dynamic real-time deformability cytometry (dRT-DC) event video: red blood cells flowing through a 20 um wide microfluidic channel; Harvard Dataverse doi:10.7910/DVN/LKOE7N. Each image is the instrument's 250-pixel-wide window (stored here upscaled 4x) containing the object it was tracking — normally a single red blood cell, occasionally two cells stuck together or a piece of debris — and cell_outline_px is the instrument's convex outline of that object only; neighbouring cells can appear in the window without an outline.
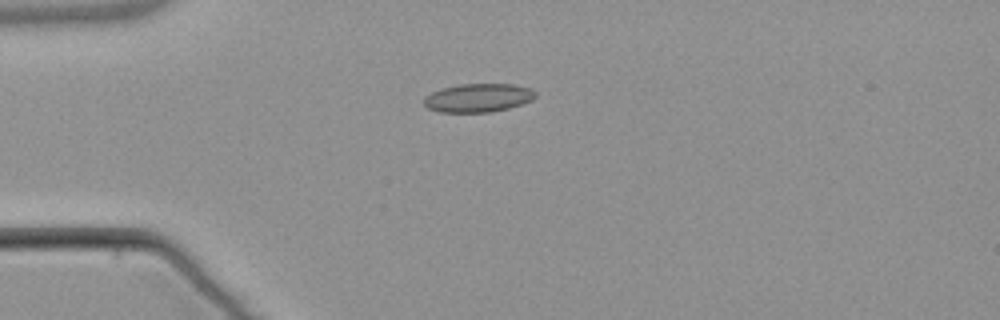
{"species": "common noctule bat (a hibernating species)", "species_latin": "Nyctalus noctula", "temperature_condition": "warm", "stored_images_in_passage": 6, "camera_frame_rate_fps": 3000, "um_per_image_px": 0.085, "animal": {"sex": "male", "body_mass_g": 21.5, "forearm_length_mm": 52.0}, "frame": {"image": 1, "passage_image": 4, "time_ms": 4.333, "image_size_px": [1000, 320], "cell_outline_px": [[536, 96], [532, 100], [508, 108], [492, 112], [440, 112], [428, 108], [424, 104], [424, 96], [440, 88], [460, 84], [516, 84], [532, 88], [536, 92]], "centroid_in_image_um": [40.65, 8.3], "position_along_channel_um": 44.3, "area_um2": 18.67}}
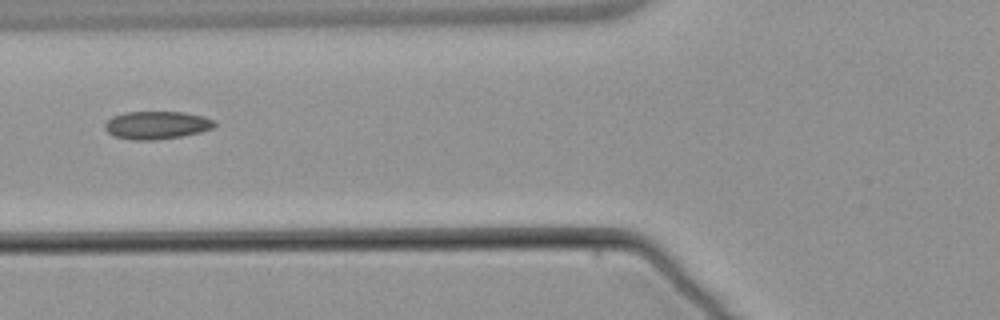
{"frame": {"image": 2, "passage_image": 6, "time_ms": 6.667, "image_size_px": [1000, 320], "cell_outline_px": [[216, 124], [212, 128], [200, 132], [180, 136], [152, 140], [136, 140], [112, 136], [104, 128], [104, 124], [112, 116], [124, 112], [184, 112], [204, 116], [212, 120]], "centroid_in_image_um": [13.28, 10.63], "position_along_channel_um": 112.5, "area_um2": 17.74}}